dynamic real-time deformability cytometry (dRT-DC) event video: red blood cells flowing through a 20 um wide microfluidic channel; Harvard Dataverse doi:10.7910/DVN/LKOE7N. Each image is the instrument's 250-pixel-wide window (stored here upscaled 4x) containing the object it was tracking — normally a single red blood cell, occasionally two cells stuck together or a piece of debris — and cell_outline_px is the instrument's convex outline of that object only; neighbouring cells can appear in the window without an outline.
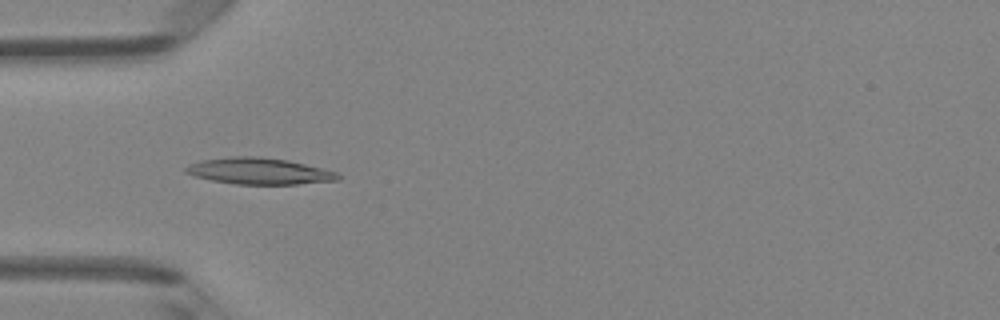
{"species": "Egyptian fruit bat (a non-hibernating species)", "species_latin": "Rousettus aegyptiacus", "temperature_condition": "room temperature", "stored_images_in_passage": 47, "camera_frame_rate_fps": 3000, "um_per_image_px": 0.085, "animal": {"sex": "female"}, "frame": {"image": 1, "passage_image": 15, "time_ms": 4.667, "image_size_px": [1000, 320], "cell_outline_px": [[344, 176], [340, 180], [296, 184], [236, 184], [212, 180], [196, 176], [184, 172], [184, 168], [188, 164], [200, 160], [232, 156], [256, 156], [288, 160], [336, 172]], "centroid_in_image_um": [22.02, 14.54], "position_along_channel_um": 63.0, "area_um2": 23.41}}
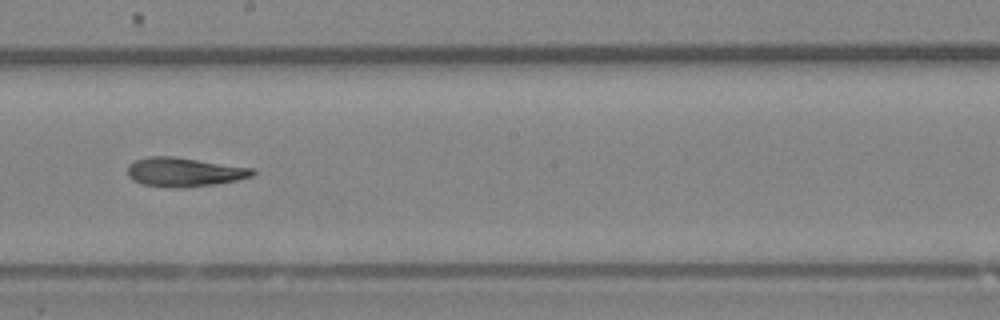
{"frame": {"image": 2, "passage_image": 27, "time_ms": 8.667, "image_size_px": [1000, 320], "cell_outline_px": [[256, 172], [252, 176], [236, 180], [212, 184], [180, 188], [140, 184], [132, 180], [128, 176], [128, 164], [136, 160], [148, 156], [172, 156], [256, 168]], "centroid_in_image_um": [15.65, 14.61], "position_along_channel_um": 232.5, "area_um2": 21.15}}
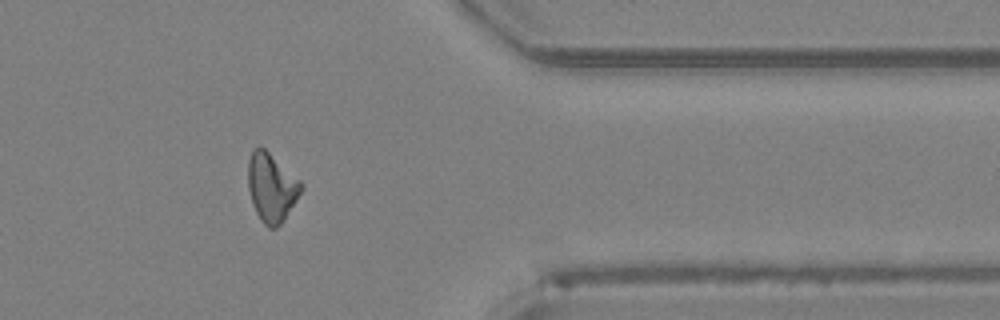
{"frame": {"image": 3, "passage_image": 39, "time_ms": 12.667, "image_size_px": [1000, 320], "cell_outline_px": [[304, 188], [280, 224], [276, 228], [268, 228], [260, 220], [252, 204], [248, 188], [248, 160], [252, 152], [260, 144], [300, 180], [304, 184]], "centroid_in_image_um": [23.07, 15.92], "position_along_channel_um": 388.3, "area_um2": 21.15}, "authors_computed_cell_mechanics": {"area_um2": 21.1548, "velocity_mm_per_s": 4.2926, "shape_relaxation_time_tau1_ms": 5.5683, "shape_relaxation_time_tau2_ms": 4.6604, "deformation_change_tau1": 0.1903, "deformation_change_tau2": 0.1656}}